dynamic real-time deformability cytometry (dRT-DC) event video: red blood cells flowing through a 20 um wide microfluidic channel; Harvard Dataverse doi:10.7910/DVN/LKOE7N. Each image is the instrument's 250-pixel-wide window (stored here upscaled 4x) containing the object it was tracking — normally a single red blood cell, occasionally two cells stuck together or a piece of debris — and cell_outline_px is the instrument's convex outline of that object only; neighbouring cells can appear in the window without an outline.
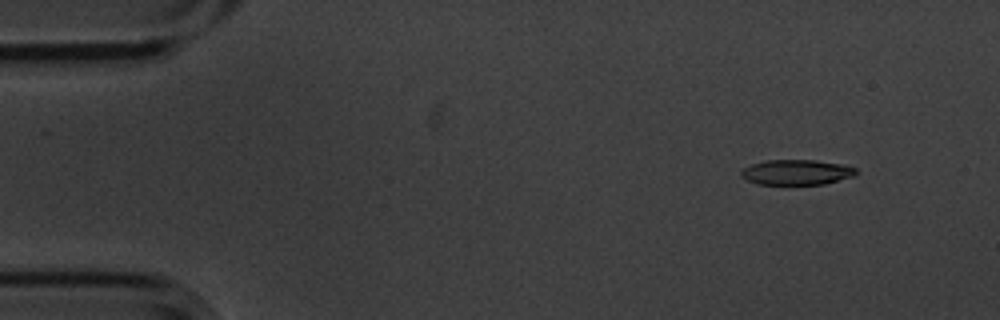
{"species": "common noctule bat (a hibernating species)", "species_latin": "Nyctalus noctula", "temperature_condition": "cold", "stored_images_in_passage": 4, "camera_frame_rate_fps": 3000, "um_per_image_px": 0.085, "animal": {"sex": "male", "body_mass_g": 20.1, "forearm_length_mm": 53.5}, "frame": {"image": 1, "passage_image": 1, "time_ms": 0.0, "image_size_px": [1000, 320], "cell_outline_px": [[856, 172], [852, 176], [824, 184], [756, 184], [740, 176], [740, 172], [744, 168], [752, 164], [764, 160], [816, 160], [848, 164], [856, 168]], "centroid_in_image_um": [67.71, 14.63], "position_along_channel_um": 17.3, "area_um2": 16.94}}
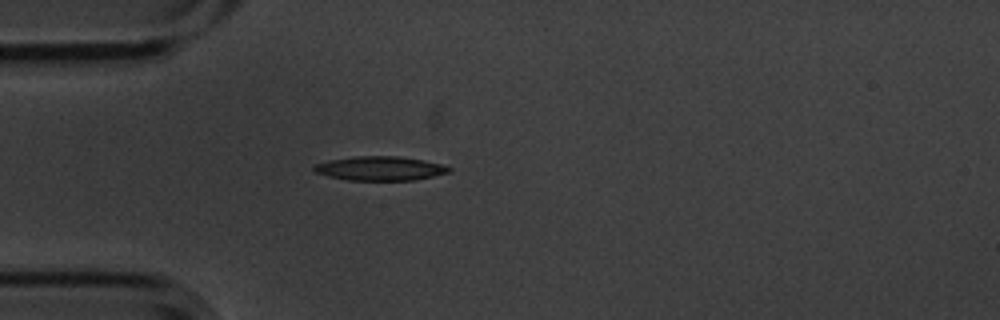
{"frame": {"image": 2, "passage_image": 4, "time_ms": 1.0, "image_size_px": [1000, 320], "cell_outline_px": [[452, 168], [448, 172], [432, 176], [412, 180], [348, 180], [328, 176], [316, 172], [312, 168], [312, 164], [328, 160], [356, 156], [396, 156], [424, 160], [440, 164]], "centroid_in_image_um": [32.24, 14.31], "position_along_channel_um": 52.8, "area_um2": 18.84}}